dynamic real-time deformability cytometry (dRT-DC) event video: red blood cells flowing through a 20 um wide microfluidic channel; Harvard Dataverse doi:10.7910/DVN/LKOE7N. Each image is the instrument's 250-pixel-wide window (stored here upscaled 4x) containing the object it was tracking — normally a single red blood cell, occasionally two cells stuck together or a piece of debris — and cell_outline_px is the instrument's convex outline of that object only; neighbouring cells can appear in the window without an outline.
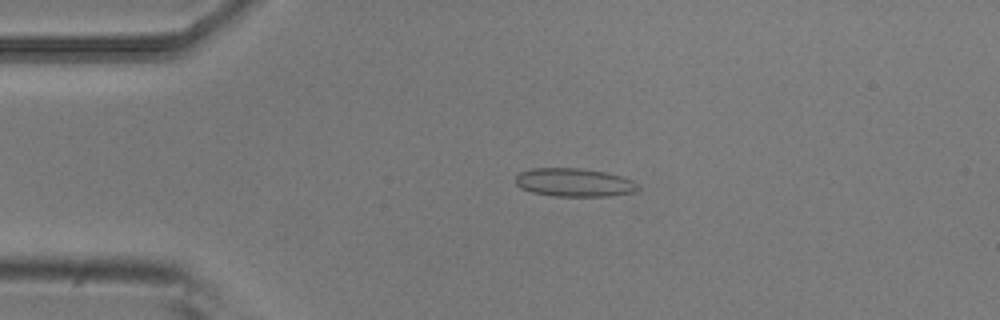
{"species": "common noctule bat (a hibernating species)", "species_latin": "Nyctalus noctula", "temperature_condition": "room temperature", "stored_images_in_passage": 3, "camera_frame_rate_fps": 3000, "um_per_image_px": 0.085, "animal": {"sex": "male", "body_mass_g": 20.5, "forearm_length_mm": 52.5}, "frame": {"image": 1, "passage_image": 2, "time_ms": 0.333, "image_size_px": [1000, 320], "cell_outline_px": [[640, 188], [636, 192], [608, 196], [552, 196], [532, 192], [520, 188], [516, 184], [516, 176], [520, 172], [532, 168], [580, 168], [608, 172], [632, 180], [640, 184]], "centroid_in_image_um": [48.84, 15.51], "position_along_channel_um": 36.2, "area_um2": 20.46}}